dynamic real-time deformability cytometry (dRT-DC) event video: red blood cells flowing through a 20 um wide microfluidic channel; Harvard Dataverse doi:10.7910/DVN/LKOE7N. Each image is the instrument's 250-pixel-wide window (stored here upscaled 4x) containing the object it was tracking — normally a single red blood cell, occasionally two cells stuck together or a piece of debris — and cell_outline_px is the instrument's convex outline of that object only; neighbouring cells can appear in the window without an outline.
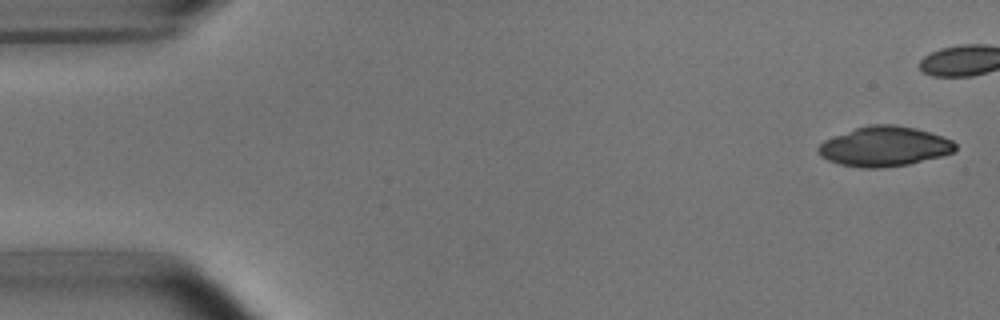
{"species": "common noctule bat (a hibernating species)", "species_latin": "Nyctalus noctula", "temperature_condition": "room temperature", "stored_images_in_passage": 6, "camera_frame_rate_fps": 3000, "um_per_image_px": 0.085, "animal": {"sex": "male", "body_mass_g": 15.6}, "frame": {"image": 1, "passage_image": 1, "time_ms": 0.0, "image_size_px": [1000, 320], "cell_outline_px": [[956, 148], [952, 152], [940, 156], [908, 164], [880, 168], [864, 168], [840, 164], [828, 160], [820, 156], [816, 152], [816, 148], [824, 140], [856, 128], [872, 124], [896, 124], [916, 128], [952, 140], [956, 144]], "centroid_in_image_um": [75.13, 12.45], "position_along_channel_um": 9.9, "area_um2": 31.56}}
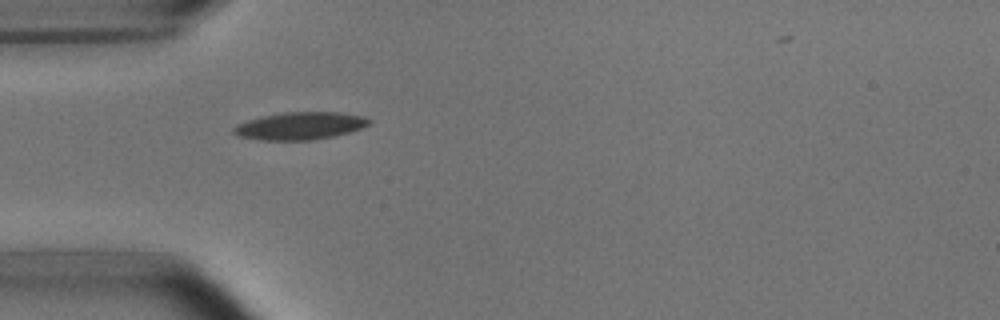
{"frame": {"image": 2, "passage_image": 5, "time_ms": 1.333, "image_size_px": [1000, 320], "cell_outline_px": [[372, 120], [368, 124], [360, 128], [348, 132], [332, 136], [312, 140], [260, 140], [236, 136], [232, 132], [232, 128], [236, 124], [248, 120], [264, 116], [284, 112], [340, 112], [364, 116]], "centroid_in_image_um": [25.46, 10.7], "position_along_channel_um": 59.5, "area_um2": 21.68}}